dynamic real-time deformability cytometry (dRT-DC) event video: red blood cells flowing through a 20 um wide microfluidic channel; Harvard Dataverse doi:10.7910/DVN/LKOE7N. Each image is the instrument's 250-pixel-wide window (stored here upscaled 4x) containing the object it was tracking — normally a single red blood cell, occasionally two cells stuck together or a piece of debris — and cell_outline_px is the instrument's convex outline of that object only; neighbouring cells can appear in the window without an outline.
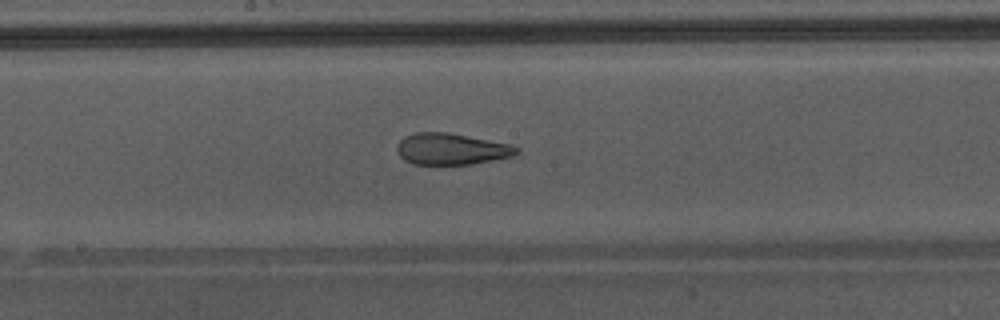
{"species": "Egyptian fruit bat (a non-hibernating species)", "species_latin": "Rousettus aegyptiacus", "temperature_condition": "warm", "stored_images_in_passage": 39, "camera_frame_rate_fps": 3000, "um_per_image_px": 0.085, "animal": {"sex": "male"}, "frame": {"image": 1, "passage_image": 17, "time_ms": 5.333, "image_size_px": [1000, 320], "cell_outline_px": [[520, 152], [512, 156], [472, 164], [412, 164], [404, 160], [400, 156], [396, 148], [396, 144], [404, 136], [416, 132], [448, 132], [512, 144], [520, 148]], "centroid_in_image_um": [38.37, 12.65], "position_along_channel_um": 209.8, "area_um2": 22.08}, "authors_computed_cell_mechanics": {"area_um2": 25.2008, "velocity_mm_per_s": 4.3514, "shape_relaxation_time_tau1_ms": null, "shape_relaxation_time_tau2_ms": 1.0046, "deformation_change_tau1": null, "deformation_change_tau2": 0.0955}}